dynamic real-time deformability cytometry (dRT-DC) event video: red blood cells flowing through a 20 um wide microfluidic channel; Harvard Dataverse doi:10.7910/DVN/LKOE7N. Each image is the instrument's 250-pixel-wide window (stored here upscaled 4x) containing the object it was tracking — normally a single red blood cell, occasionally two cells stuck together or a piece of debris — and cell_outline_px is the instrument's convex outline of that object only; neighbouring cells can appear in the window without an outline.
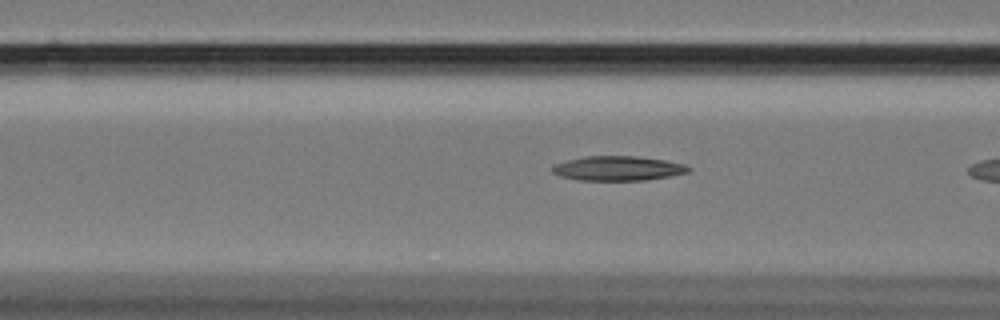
{"species": "Egyptian fruit bat (a non-hibernating species)", "species_latin": "Rousettus aegyptiacus", "temperature_condition": "cold", "stored_images_in_passage": 14, "camera_frame_rate_fps": 3000, "um_per_image_px": 0.085, "animal": {"sex": "female"}, "frame": {"image": 1, "passage_image": 12, "time_ms": 3.667, "image_size_px": [1000, 320], "cell_outline_px": [[692, 168], [688, 172], [668, 176], [644, 180], [576, 180], [560, 176], [552, 172], [552, 168], [556, 164], [568, 160], [584, 156], [636, 156], [664, 160], [684, 164]], "centroid_in_image_um": [52.51, 14.31], "position_along_channel_um": 114.1, "area_um2": 19.31}}